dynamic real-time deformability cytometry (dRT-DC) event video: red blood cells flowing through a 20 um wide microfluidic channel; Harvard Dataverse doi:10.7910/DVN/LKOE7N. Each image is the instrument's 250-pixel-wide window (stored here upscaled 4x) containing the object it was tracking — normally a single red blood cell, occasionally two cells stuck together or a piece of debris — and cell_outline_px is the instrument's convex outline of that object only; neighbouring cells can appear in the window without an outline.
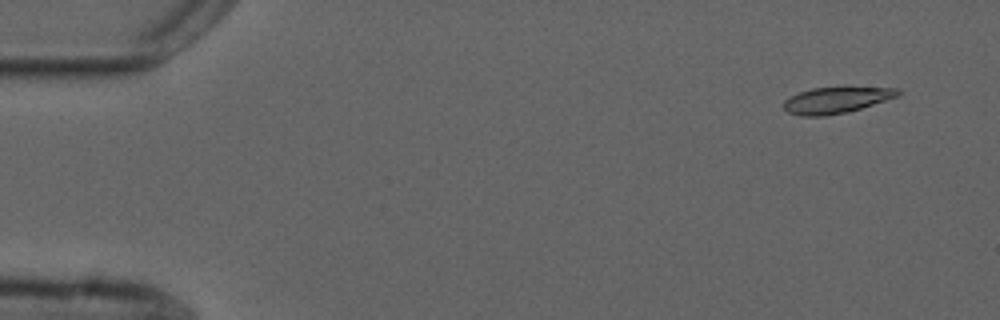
{"species": "common noctule bat (a hibernating species)", "species_latin": "Nyctalus noctula", "temperature_condition": "cold", "stored_images_in_passage": 8, "camera_frame_rate_fps": 3000, "um_per_image_px": 0.085, "animal": {"sex": "male", "forearm_length_mm": 52.5}, "frame": {"image": 1, "passage_image": 1, "time_ms": 0.0, "image_size_px": [1000, 320], "cell_outline_px": [[900, 92], [896, 96], [848, 112], [824, 116], [800, 116], [788, 112], [784, 108], [784, 100], [800, 92], [812, 88], [896, 88]], "centroid_in_image_um": [71.0, 8.53], "position_along_channel_um": 14.0, "area_um2": 16.82}}
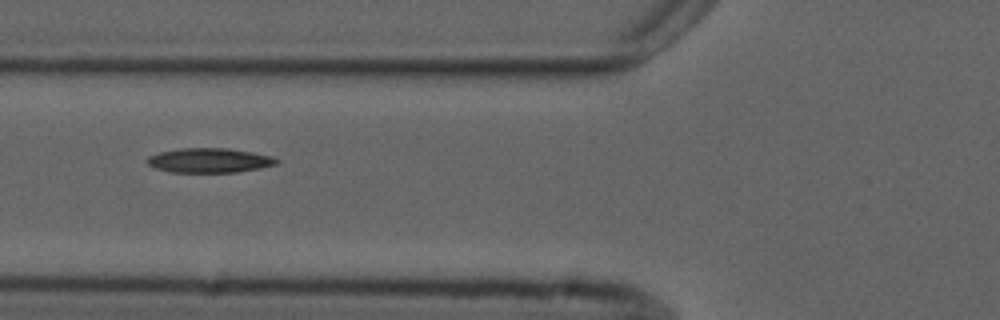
{"frame": {"image": 2, "passage_image": 6, "time_ms": 5.667, "image_size_px": [1000, 320], "cell_outline_px": [[280, 160], [276, 164], [260, 168], [236, 172], [172, 172], [156, 168], [148, 164], [144, 160], [148, 156], [160, 152], [180, 148], [228, 148], [252, 152], [272, 156]], "centroid_in_image_um": [17.79, 13.63], "position_along_channel_um": 108.0, "area_um2": 18.5}}
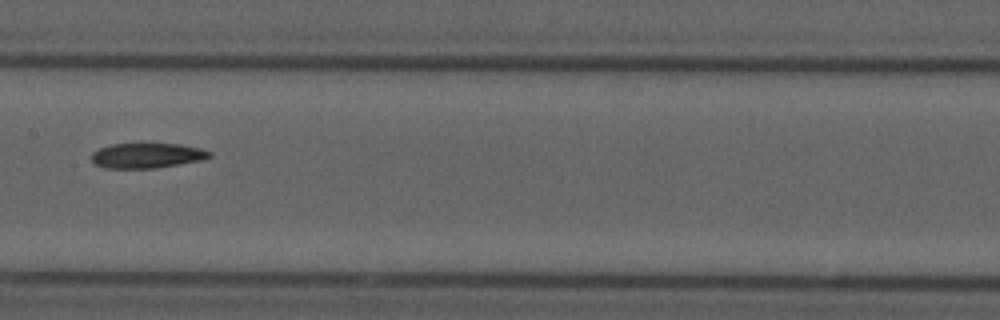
{"frame": {"image": 3, "passage_image": 8, "time_ms": 8.0, "image_size_px": [1000, 320], "cell_outline_px": [[212, 156], [200, 160], [152, 168], [104, 168], [96, 164], [92, 160], [92, 152], [100, 148], [112, 144], [180, 144], [200, 148], [212, 152]], "centroid_in_image_um": [12.48, 13.21], "position_along_channel_um": 194.9, "area_um2": 16.94}}